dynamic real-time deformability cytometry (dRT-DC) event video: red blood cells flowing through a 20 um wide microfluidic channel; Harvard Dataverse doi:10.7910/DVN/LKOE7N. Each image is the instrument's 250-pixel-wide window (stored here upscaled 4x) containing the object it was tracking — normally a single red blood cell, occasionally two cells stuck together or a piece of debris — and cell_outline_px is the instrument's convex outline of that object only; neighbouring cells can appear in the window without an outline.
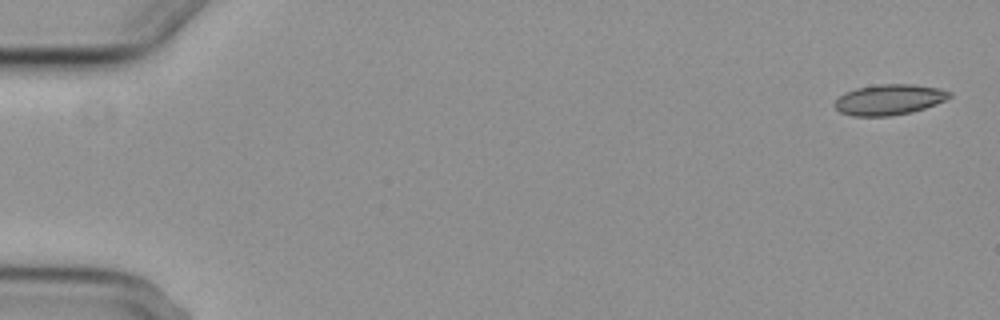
{"species": "common noctule bat (a hibernating species)", "species_latin": "Nyctalus noctula", "temperature_condition": "cold", "stored_images_in_passage": 5, "camera_frame_rate_fps": 3000, "um_per_image_px": 0.085, "animal": {"sex": "female", "body_mass_g": 29.2, "forearm_length_mm": 56.3}, "frame": {"image": 1, "passage_image": 1, "time_ms": 0.0, "image_size_px": [1000, 320], "cell_outline_px": [[952, 96], [936, 104], [912, 112], [892, 116], [852, 116], [840, 112], [832, 104], [844, 92], [856, 88], [880, 84], [912, 84], [940, 88], [952, 92]], "centroid_in_image_um": [75.57, 8.47], "position_along_channel_um": 9.4, "area_um2": 20.58}}
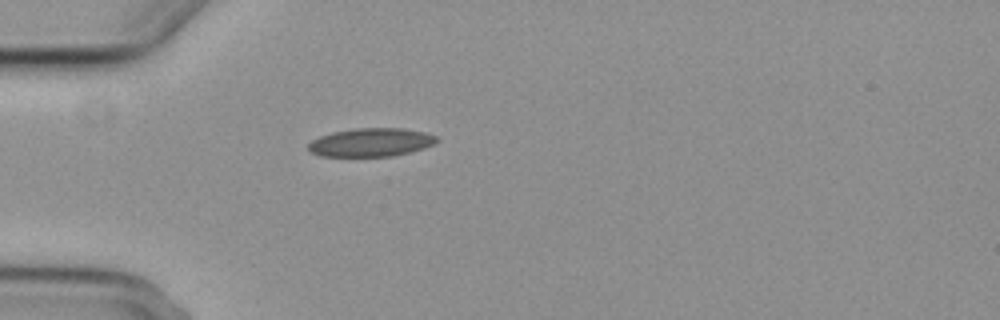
{"frame": {"image": 2, "passage_image": 5, "time_ms": 5.0, "image_size_px": [1000, 320], "cell_outline_px": [[440, 140], [424, 148], [412, 152], [392, 156], [320, 156], [308, 152], [308, 144], [312, 140], [320, 136], [332, 132], [356, 128], [404, 128], [424, 132], [436, 136]], "centroid_in_image_um": [31.52, 12.1], "position_along_channel_um": 53.5, "area_um2": 21.39}}